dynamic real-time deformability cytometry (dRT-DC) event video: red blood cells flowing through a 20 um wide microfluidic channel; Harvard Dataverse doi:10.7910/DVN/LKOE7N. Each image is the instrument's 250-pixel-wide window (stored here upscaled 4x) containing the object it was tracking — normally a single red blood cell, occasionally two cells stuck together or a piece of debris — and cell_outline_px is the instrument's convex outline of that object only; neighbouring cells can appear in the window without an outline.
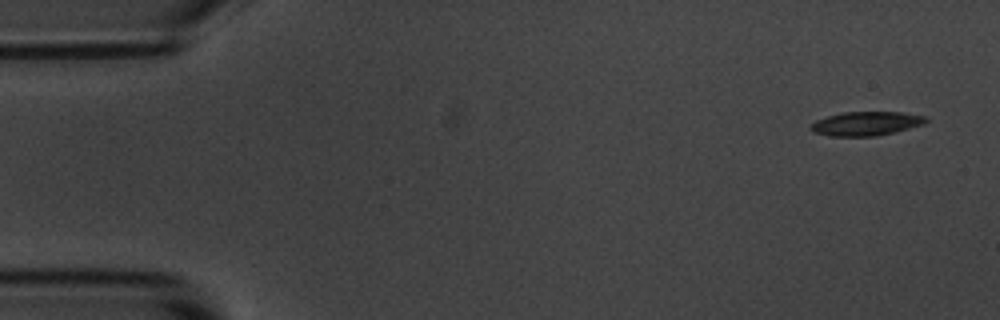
{"species": "common noctule bat (a hibernating species)", "species_latin": "Nyctalus noctula", "temperature_condition": "room temperature", "stored_images_in_passage": 4, "camera_frame_rate_fps": 3000, "um_per_image_px": 0.085, "animal": {"sex": "male", "body_mass_g": 20.1, "forearm_length_mm": 53.5}, "frame": {"image": 1, "passage_image": 1, "time_ms": 0.0, "image_size_px": [1000, 320], "cell_outline_px": [[928, 120], [924, 124], [896, 132], [876, 136], [828, 136], [812, 132], [808, 128], [816, 120], [828, 116], [844, 112], [900, 112], [924, 116]], "centroid_in_image_um": [73.6, 10.51], "position_along_channel_um": 11.4, "area_um2": 16.13}}